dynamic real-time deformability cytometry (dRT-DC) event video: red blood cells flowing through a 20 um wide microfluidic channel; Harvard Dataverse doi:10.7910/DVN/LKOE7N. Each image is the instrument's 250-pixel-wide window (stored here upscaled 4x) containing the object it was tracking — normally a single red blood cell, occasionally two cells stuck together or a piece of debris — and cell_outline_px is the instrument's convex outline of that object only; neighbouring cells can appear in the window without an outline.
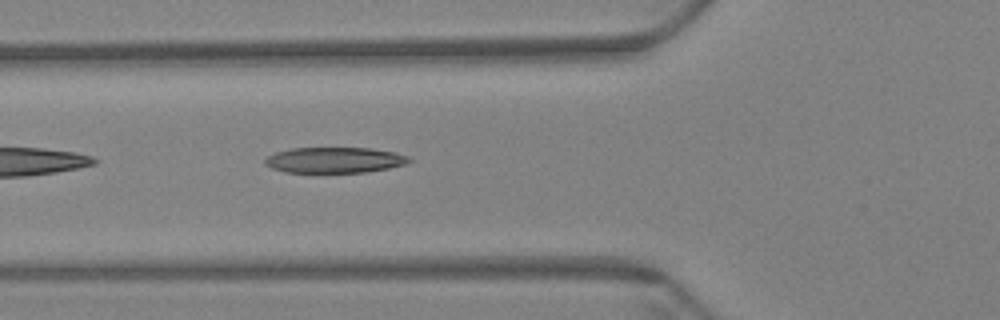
{"species": "Egyptian fruit bat (a non-hibernating species)", "species_latin": "Rousettus aegyptiacus", "temperature_condition": "warm", "stored_images_in_passage": 42, "camera_frame_rate_fps": 3000, "um_per_image_px": 0.085, "animal": {"sex": "female"}, "frame": {"image": 1, "passage_image": 5, "time_ms": 1.333, "image_size_px": [1000, 320], "cell_outline_px": [[412, 160], [404, 164], [388, 168], [364, 172], [284, 172], [272, 168], [264, 164], [264, 160], [268, 156], [276, 152], [292, 148], [372, 148], [392, 152], [408, 156]], "centroid_in_image_um": [28.4, 13.6], "position_along_channel_um": 97.4, "area_um2": 21.39}}
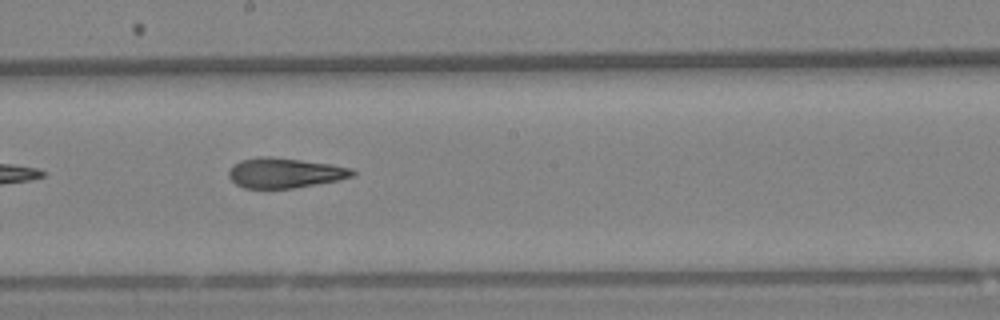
{"frame": {"image": 2, "passage_image": 16, "time_ms": 5.0, "image_size_px": [1000, 320], "cell_outline_px": [[356, 172], [352, 176], [336, 180], [292, 188], [244, 188], [236, 184], [228, 176], [228, 172], [240, 160], [260, 156], [268, 156], [332, 164], [352, 168]], "centroid_in_image_um": [24.19, 14.69], "position_along_channel_um": 224.0, "area_um2": 21.33}}
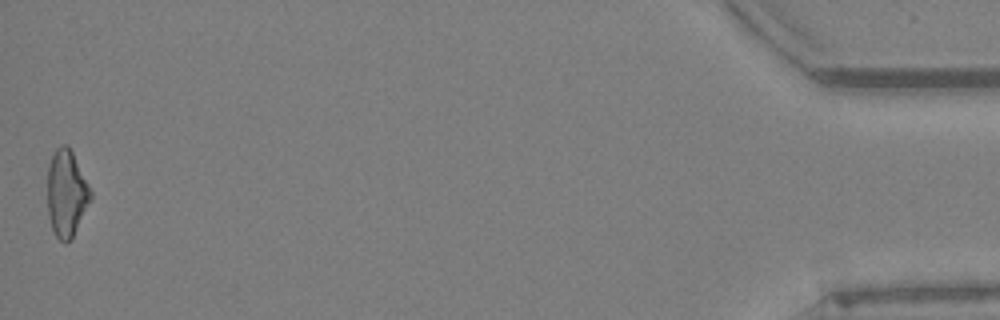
{"frame": {"image": 3, "passage_image": 42, "time_ms": 13.667, "image_size_px": [1000, 320], "cell_outline_px": [[92, 200], [72, 240], [64, 244], [56, 236], [52, 228], [48, 216], [48, 164], [56, 148], [60, 144], [64, 144], [72, 152], [92, 192]], "centroid_in_image_um": [5.66, 16.49], "position_along_channel_um": 429.5, "area_um2": 21.96}, "authors_computed_cell_mechanics": {"area_um2": 21.7617, "velocity_mm_per_s": 3.4701, "shape_relaxation_time_tau1_ms": null, "shape_relaxation_time_tau2_ms": 2.2977, "deformation_change_tau1": null, "deformation_change_tau2": 0.1213}}